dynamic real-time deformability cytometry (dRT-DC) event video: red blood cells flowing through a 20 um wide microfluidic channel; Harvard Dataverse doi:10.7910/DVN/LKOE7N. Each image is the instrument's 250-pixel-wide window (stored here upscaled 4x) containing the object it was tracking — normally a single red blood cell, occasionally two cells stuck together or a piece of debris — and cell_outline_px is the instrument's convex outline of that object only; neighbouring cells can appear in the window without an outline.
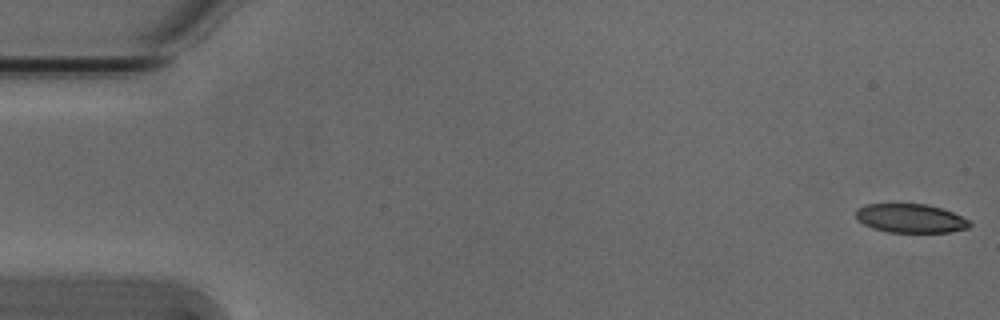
{"species": "Egyptian fruit bat (a non-hibernating species)", "species_latin": "Rousettus aegyptiacus", "temperature_condition": "cold", "stored_images_in_passage": 5, "camera_frame_rate_fps": 3000, "um_per_image_px": 0.085, "animal": {"sex": "male"}, "frame": {"image": 1, "passage_image": 1, "time_ms": 0.0, "image_size_px": [1000, 320], "cell_outline_px": [[972, 224], [968, 228], [948, 232], [888, 232], [872, 228], [856, 220], [856, 208], [868, 204], [928, 204], [952, 212], [968, 220]], "centroid_in_image_um": [77.36, 18.56], "position_along_channel_um": 7.6, "area_um2": 19.07}}